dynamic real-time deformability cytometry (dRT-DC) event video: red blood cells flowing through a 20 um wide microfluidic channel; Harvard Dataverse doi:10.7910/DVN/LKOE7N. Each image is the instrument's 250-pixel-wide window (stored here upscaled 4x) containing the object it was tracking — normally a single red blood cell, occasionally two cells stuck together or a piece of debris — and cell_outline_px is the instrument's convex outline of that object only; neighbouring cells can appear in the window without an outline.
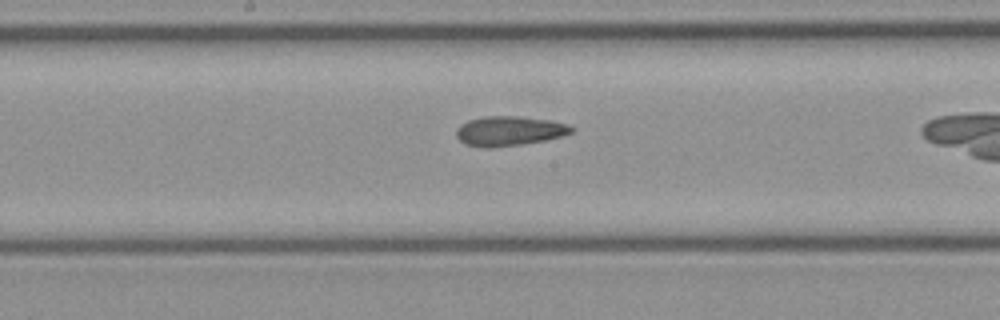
{"species": "common noctule bat (a hibernating species)", "species_latin": "Nyctalus noctula", "temperature_condition": "cold", "stored_images_in_passage": 23, "camera_frame_rate_fps": 3000, "um_per_image_px": 0.085, "animal": {"sex": "female", "body_mass_g": 21.9}, "frame": {"image": 1, "passage_image": 14, "time_ms": 4.333, "image_size_px": [1000, 320], "cell_outline_px": [[576, 128], [572, 132], [564, 136], [524, 144], [488, 148], [484, 148], [464, 144], [456, 136], [456, 128], [460, 124], [468, 120], [484, 116], [516, 116], [548, 120], [568, 124]], "centroid_in_image_um": [43.27, 11.14], "position_along_channel_um": 204.9, "area_um2": 20.06}}